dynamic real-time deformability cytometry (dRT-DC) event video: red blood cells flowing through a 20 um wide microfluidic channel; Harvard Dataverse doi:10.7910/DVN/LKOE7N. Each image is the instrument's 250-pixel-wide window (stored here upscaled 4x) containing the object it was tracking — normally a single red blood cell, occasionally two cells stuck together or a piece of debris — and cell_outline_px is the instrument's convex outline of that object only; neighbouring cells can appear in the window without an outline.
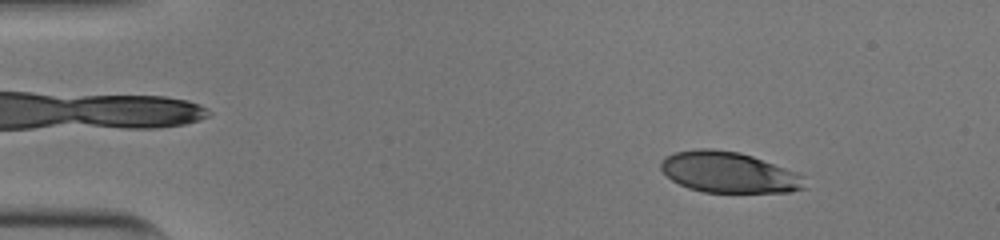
{"species": "human", "species_latin": "Homo sapiens", "temperature_condition": "cold", "stored_images_in_passage": 51, "camera_frame_rate_fps": 3000, "um_per_image_px": 0.085, "donor": {"sex": "male"}, "frame": {"image": 1, "passage_image": 7, "time_ms": 2.0, "image_size_px": [1000, 240], "cell_outline_px": [[804, 188], [788, 192], [704, 192], [688, 188], [672, 180], [660, 168], [660, 160], [664, 156], [676, 152], [700, 148], [708, 148], [740, 152], [752, 156], [796, 172], [800, 176]], "centroid_in_image_um": [61.87, 14.64], "position_along_channel_um": 23.1, "area_um2": 33.87}}
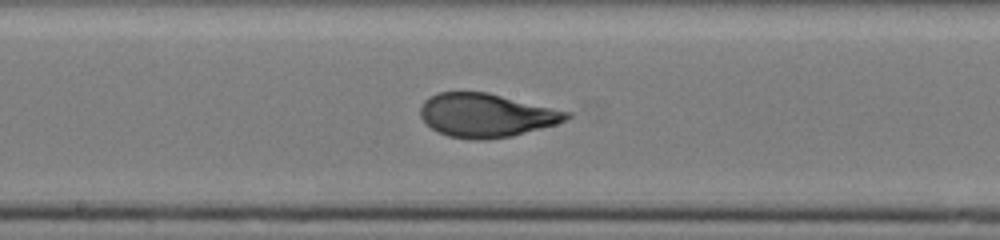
{"frame": {"image": 2, "passage_image": 28, "time_ms": 9.0, "image_size_px": [1000, 240], "cell_outline_px": [[572, 116], [568, 120], [556, 124], [512, 136], [484, 140], [472, 140], [448, 136], [432, 128], [420, 116], [420, 108], [424, 100], [428, 96], [436, 92], [488, 92], [572, 112]], "centroid_in_image_um": [41.35, 9.79], "position_along_channel_um": 206.9, "area_um2": 37.4}}
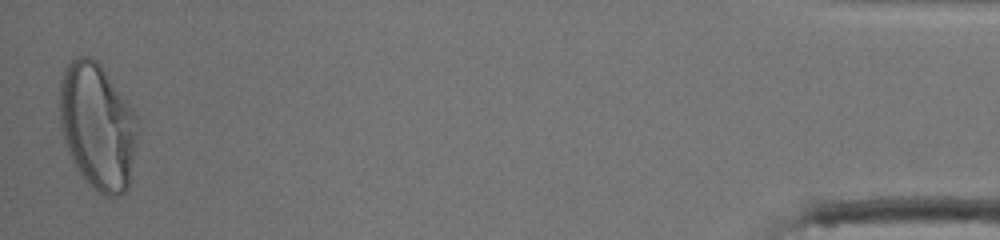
{"frame": {"image": 3, "passage_image": 51, "time_ms": 16.667, "image_size_px": [1000, 240], "cell_outline_px": [[136, 148], [128, 188], [124, 192], [116, 196], [104, 196], [84, 180], [76, 168], [68, 152], [64, 140], [60, 124], [60, 80], [64, 68], [72, 60], [80, 56], [88, 56], [96, 60], [100, 64], [136, 116]], "centroid_in_image_um": [8.26, 10.76], "position_along_channel_um": 426.9, "area_um2": 56.93}, "authors_computed_cell_mechanics": {"area_um2": 36.9342, "velocity_mm_per_s": 3.9651, "shape_relaxation_time_tau1_ms": 4.8586, "shape_relaxation_time_tau2_ms": null, "deformation_change_tau1": 0.2384, "deformation_change_tau2": null}}